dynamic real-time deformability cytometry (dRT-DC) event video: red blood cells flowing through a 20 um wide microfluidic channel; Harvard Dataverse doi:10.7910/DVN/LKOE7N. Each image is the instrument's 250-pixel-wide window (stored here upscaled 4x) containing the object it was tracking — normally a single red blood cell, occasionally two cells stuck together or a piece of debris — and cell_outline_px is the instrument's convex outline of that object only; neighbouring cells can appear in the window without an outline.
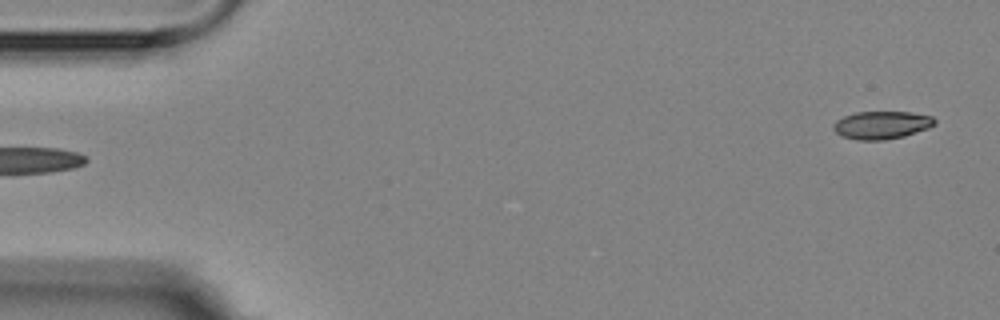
{"species": "Egyptian fruit bat (a non-hibernating species)", "species_latin": "Rousettus aegyptiacus", "temperature_condition": "room temperature", "stored_images_in_passage": 4, "segment_of_instrument_passage": [2, 2], "camera_frame_rate_fps": 3000, "um_per_image_px": 0.085, "animal": {"sex": "female"}, "frame": {"image": 1, "passage_image": 4, "time_ms": 4.333, "image_size_px": [1000, 320], "cell_outline_px": [[936, 124], [928, 128], [904, 136], [884, 140], [856, 140], [840, 136], [832, 128], [832, 124], [836, 120], [844, 116], [856, 112], [912, 112], [932, 116], [936, 120]], "centroid_in_image_um": [74.92, 10.63], "position_along_channel_um": 10.1, "area_um2": 16.59}}